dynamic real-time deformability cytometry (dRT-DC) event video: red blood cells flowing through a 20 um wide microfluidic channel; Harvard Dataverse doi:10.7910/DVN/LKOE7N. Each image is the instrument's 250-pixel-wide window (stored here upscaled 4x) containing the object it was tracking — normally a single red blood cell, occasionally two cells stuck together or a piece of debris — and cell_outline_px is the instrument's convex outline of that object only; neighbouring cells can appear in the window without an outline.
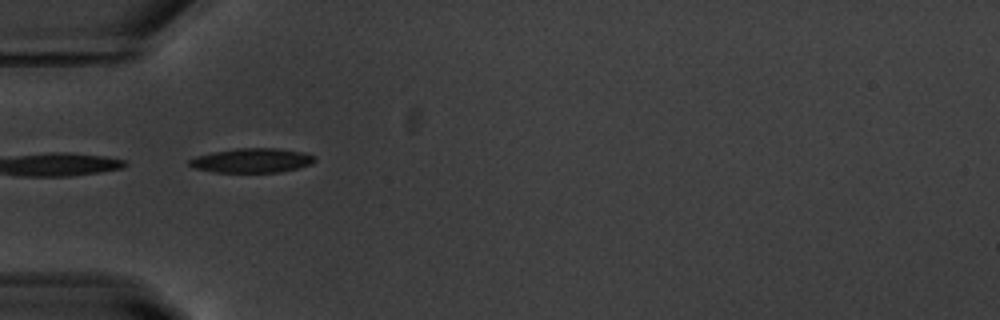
{"species": "common noctule bat (a hibernating species)", "species_latin": "Nyctalus noctula", "temperature_condition": "warm", "stored_images_in_passage": 38, "camera_frame_rate_fps": 3000, "um_per_image_px": 0.085, "animal": {"sex": "male", "body_mass_g": 20.1, "forearm_length_mm": 53.5}, "frame": {"image": 1, "passage_image": 1, "time_ms": 0.0, "image_size_px": [1000, 320], "cell_outline_px": [[316, 160], [312, 164], [300, 168], [280, 172], [216, 172], [192, 168], [188, 164], [188, 160], [196, 156], [212, 152], [236, 148], [276, 148], [304, 152], [316, 156]], "centroid_in_image_um": [21.43, 13.64], "position_along_channel_um": 63.6, "area_um2": 18.03}}
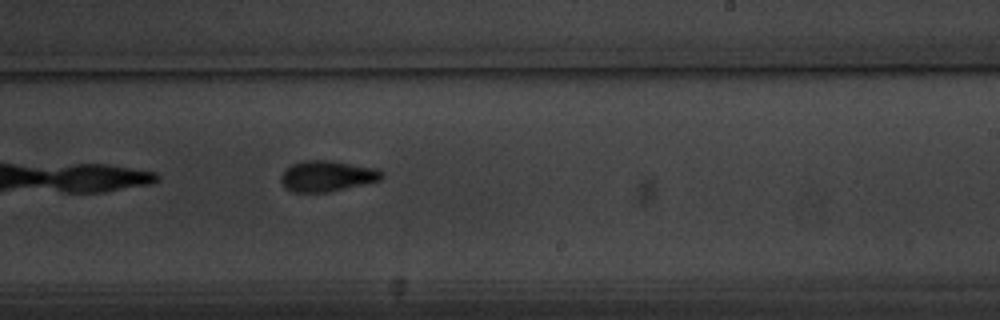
{"frame": {"image": 2, "passage_image": 17, "time_ms": 5.333, "image_size_px": [1000, 320], "cell_outline_px": [[384, 176], [380, 180], [328, 192], [292, 192], [284, 188], [280, 180], [280, 176], [292, 164], [304, 160], [332, 160], [380, 168], [384, 172]], "centroid_in_image_um": [27.83, 14.95], "position_along_channel_um": 261.2, "area_um2": 18.32}}
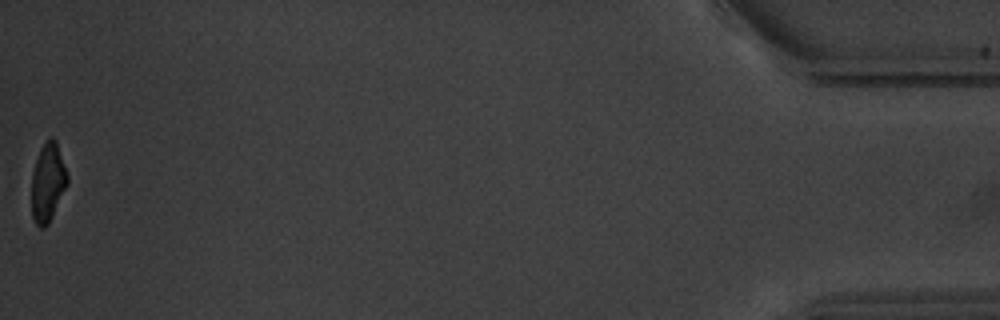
{"frame": {"image": 3, "passage_image": 38, "time_ms": 12.333, "image_size_px": [1000, 320], "cell_outline_px": [[68, 184], [48, 224], [44, 228], [40, 228], [36, 224], [32, 216], [32, 172], [40, 148], [52, 136], [56, 140], [68, 176]], "centroid_in_image_um": [4.06, 15.52], "position_along_channel_um": 431.1, "area_um2": 16.24}, "authors_computed_cell_mechanics": {"area_um2": 17.8891, "velocity_mm_per_s": 3.735, "shape_relaxation_time_tau1_ms": 3.2665, "shape_relaxation_time_tau2_ms": 3.379, "deformation_change_tau1": 0.1436, "deformation_change_tau2": 0.0978}}